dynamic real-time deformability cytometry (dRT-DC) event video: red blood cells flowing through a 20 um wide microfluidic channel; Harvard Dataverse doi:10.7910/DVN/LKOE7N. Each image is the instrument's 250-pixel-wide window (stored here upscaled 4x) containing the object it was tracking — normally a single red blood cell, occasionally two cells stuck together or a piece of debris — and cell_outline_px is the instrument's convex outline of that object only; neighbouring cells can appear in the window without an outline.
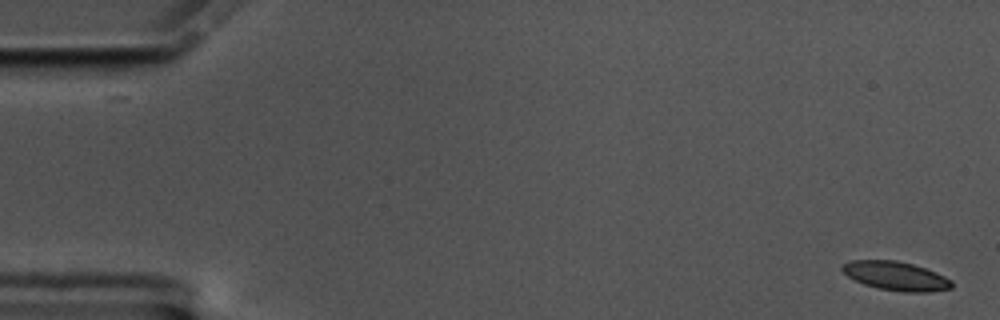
{"species": "common noctule bat (a hibernating species)", "species_latin": "Nyctalus noctula", "temperature_condition": "cold", "stored_images_in_passage": 58, "camera_frame_rate_fps": 3000, "um_per_image_px": 0.085, "animal": {"sex": "male", "body_mass_g": 17.5, "forearm_length_mm": 52.3}, "frame": {"image": 1, "passage_image": 1, "time_ms": 0.0, "image_size_px": [1000, 320], "cell_outline_px": [[952, 288], [928, 292], [904, 292], [880, 288], [864, 284], [848, 276], [840, 268], [840, 264], [852, 260], [896, 260], [912, 264], [936, 272], [952, 280]], "centroid_in_image_um": [76.14, 23.45], "position_along_channel_um": 8.9, "area_um2": 18.32}}
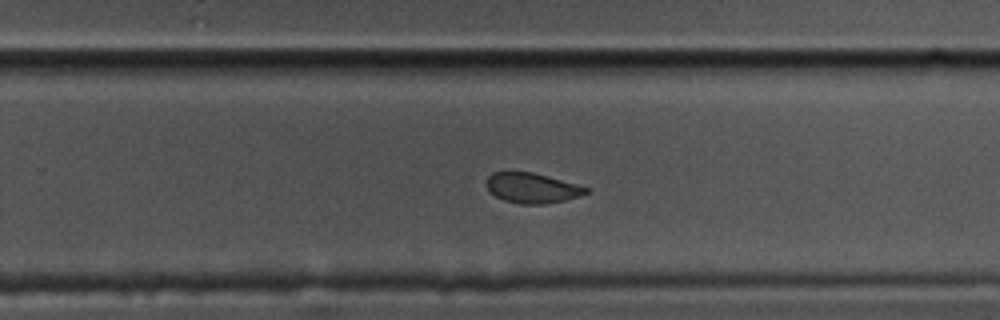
{"frame": {"image": 2, "passage_image": 37, "time_ms": 12.0, "image_size_px": [1000, 320], "cell_outline_px": [[588, 192], [580, 196], [564, 200], [544, 204], [520, 204], [504, 200], [488, 192], [484, 184], [488, 176], [492, 172], [532, 172], [548, 176], [576, 184], [588, 188]], "centroid_in_image_um": [45.17, 15.98], "position_along_channel_um": 284.6, "area_um2": 17.51}}
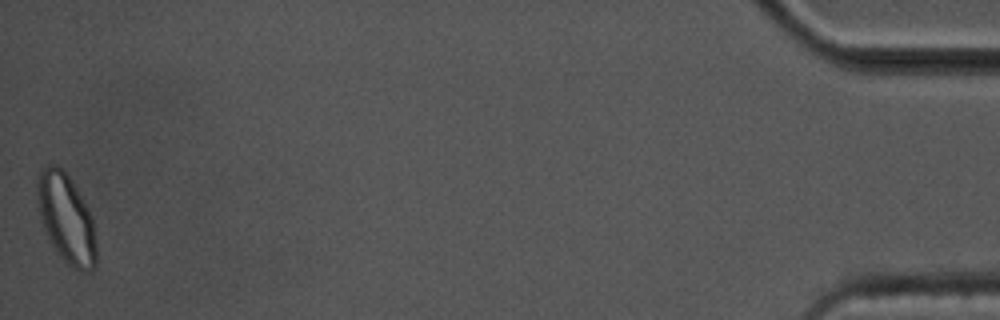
{"frame": {"image": 3, "passage_image": 58, "time_ms": 19.0, "image_size_px": [1000, 320], "cell_outline_px": [[96, 264], [92, 272], [80, 272], [72, 268], [64, 260], [48, 236], [44, 228], [40, 212], [36, 192], [36, 176], [48, 164], [56, 164], [72, 180], [88, 208], [92, 216], [96, 244]], "centroid_in_image_um": [5.65, 18.57], "position_along_channel_um": 429.5, "area_um2": 30.46}, "authors_computed_cell_mechanics": {"area_um2": 19.0162, "velocity_mm_per_s": 3.4331, "shape_relaxation_time_tau1_ms": 2.6578, "shape_relaxation_time_tau2_ms": 1.8506, "deformation_change_tau1": 0.1033, "deformation_change_tau2": 0.0665}}